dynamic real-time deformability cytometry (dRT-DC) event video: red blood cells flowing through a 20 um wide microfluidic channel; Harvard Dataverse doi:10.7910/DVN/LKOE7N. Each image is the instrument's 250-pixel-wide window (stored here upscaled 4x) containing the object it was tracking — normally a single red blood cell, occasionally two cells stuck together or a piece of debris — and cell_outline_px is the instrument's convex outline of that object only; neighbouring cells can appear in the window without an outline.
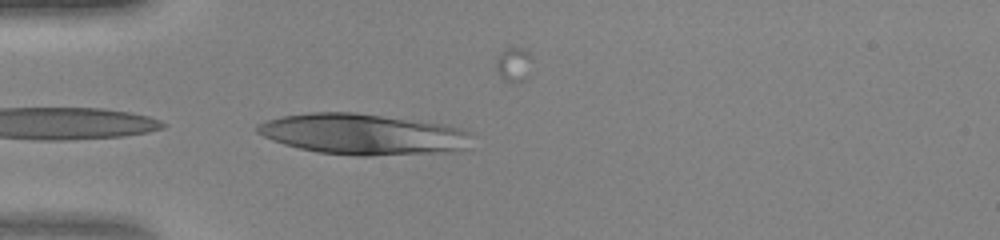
{"species": "human", "species_latin": "Homo sapiens", "temperature_condition": "warm", "stored_images_in_passage": 12, "camera_frame_rate_fps": 3000, "um_per_image_px": 0.085, "donor": {"sex": "female"}, "frame": {"image": 1, "passage_image": 12, "time_ms": 3.667, "image_size_px": [1000, 240], "cell_outline_px": [[472, 132], [468, 152], [372, 156], [356, 156], [316, 152], [284, 144], [272, 140], [256, 132], [256, 124], [280, 116], [312, 112], [356, 112], [444, 124], [464, 128]], "centroid_in_image_um": [30.98, 11.43], "position_along_channel_um": 54.0, "area_um2": 52.19}}